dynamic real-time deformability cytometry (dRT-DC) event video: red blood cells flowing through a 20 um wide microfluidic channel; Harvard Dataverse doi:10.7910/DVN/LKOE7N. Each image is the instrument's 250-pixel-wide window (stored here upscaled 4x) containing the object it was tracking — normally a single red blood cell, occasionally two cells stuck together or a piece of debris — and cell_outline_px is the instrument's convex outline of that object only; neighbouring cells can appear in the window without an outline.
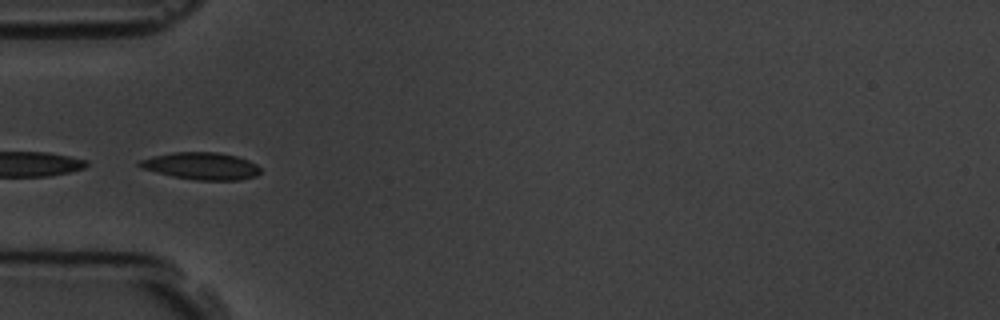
{"species": "common noctule bat (a hibernating species)", "species_latin": "Nyctalus noctula", "temperature_condition": "room temperature", "stored_images_in_passage": 10, "camera_frame_rate_fps": 3000, "um_per_image_px": 0.085, "animal": {"sex": "male", "body_mass_g": 19.5, "forearm_length_mm": 54.6}, "frame": {"image": 1, "passage_image": 5, "time_ms": 4.667, "image_size_px": [1000, 320], "cell_outline_px": [[260, 172], [256, 176], [240, 180], [196, 180], [172, 176], [140, 168], [136, 164], [140, 160], [152, 156], [172, 152], [216, 152], [236, 156], [248, 160], [256, 164], [260, 168]], "centroid_in_image_um": [17.09, 14.11], "position_along_channel_um": 67.9, "area_um2": 19.19}}
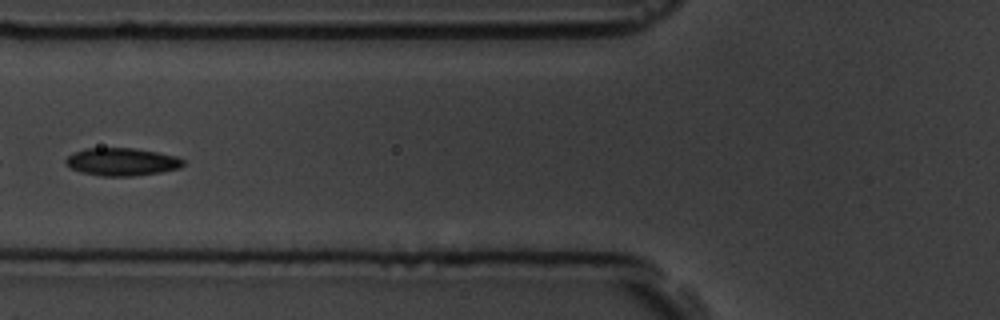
{"frame": {"image": 2, "passage_image": 6, "time_ms": 6.0, "image_size_px": [1000, 320], "cell_outline_px": [[184, 164], [180, 168], [160, 172], [132, 176], [100, 176], [80, 172], [64, 164], [64, 160], [72, 152], [84, 148], [132, 148], [156, 152], [176, 156], [184, 160]], "centroid_in_image_um": [10.31, 13.75], "position_along_channel_um": 115.5, "area_um2": 19.07}}
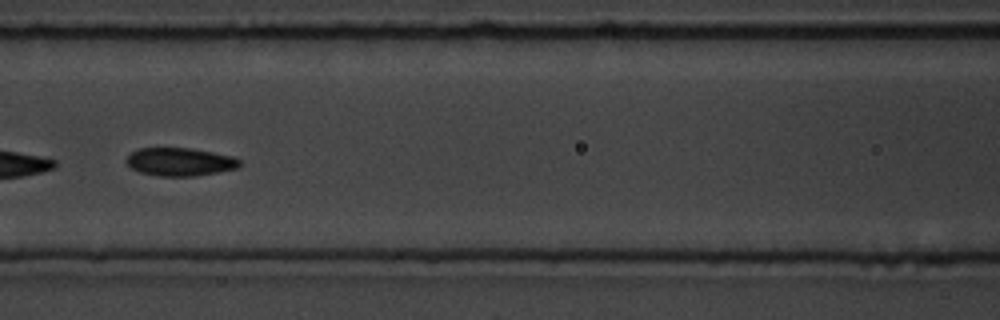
{"frame": {"image": 3, "passage_image": 7, "time_ms": 7.0, "image_size_px": [1000, 320], "cell_outline_px": [[240, 164], [236, 168], [196, 176], [160, 176], [140, 172], [132, 168], [124, 160], [132, 152], [140, 148], [192, 148], [232, 156], [240, 160]], "centroid_in_image_um": [15.28, 13.75], "position_along_channel_um": 151.3, "area_um2": 18.38}}